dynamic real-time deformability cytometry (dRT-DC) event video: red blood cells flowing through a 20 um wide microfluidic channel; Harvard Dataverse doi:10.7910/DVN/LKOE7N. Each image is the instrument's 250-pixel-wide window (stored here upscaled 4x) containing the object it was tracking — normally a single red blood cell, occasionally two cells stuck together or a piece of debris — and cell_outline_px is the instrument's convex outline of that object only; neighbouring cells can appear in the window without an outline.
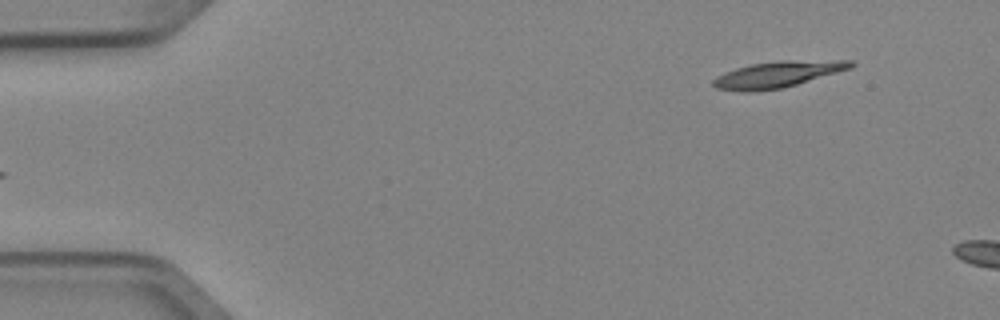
{"species": "Egyptian fruit bat (a non-hibernating species)", "species_latin": "Rousettus aegyptiacus", "temperature_condition": "cold", "stored_images_in_passage": 3, "segment_of_instrument_passage": [2, 2], "camera_frame_rate_fps": 3000, "um_per_image_px": 0.085, "animal": {"sex": "female"}, "frame": {"image": 1, "passage_image": 3, "time_ms": 0.667, "image_size_px": [1000, 320], "cell_outline_px": [[856, 64], [852, 68], [784, 88], [748, 92], [744, 92], [716, 88], [712, 84], [712, 80], [716, 76], [724, 72], [736, 68], [752, 64], [780, 60], [856, 60]], "centroid_in_image_um": [66.13, 6.31], "position_along_channel_um": 18.9, "area_um2": 21.27}}